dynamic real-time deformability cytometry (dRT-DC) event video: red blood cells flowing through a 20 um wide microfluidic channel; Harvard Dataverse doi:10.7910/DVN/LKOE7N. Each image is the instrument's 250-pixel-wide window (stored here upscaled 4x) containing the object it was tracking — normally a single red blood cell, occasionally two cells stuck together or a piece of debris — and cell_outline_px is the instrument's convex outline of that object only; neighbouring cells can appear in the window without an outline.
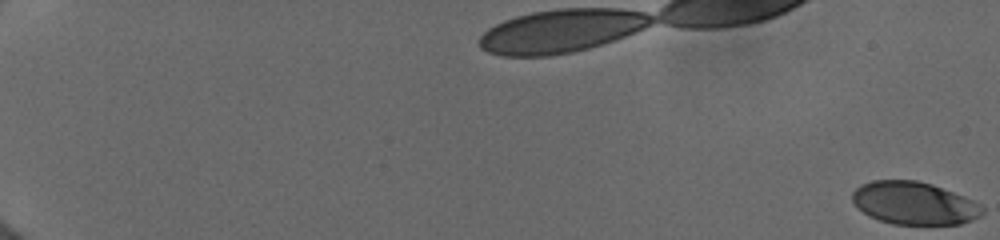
{"species": "human", "species_latin": "Homo sapiens", "temperature_condition": "cold", "stored_images_in_passage": 41, "camera_frame_rate_fps": 3000, "um_per_image_px": 0.085, "donor": {"sex": "female"}, "frame": {"image": 1, "passage_image": 1, "time_ms": 0.0, "image_size_px": [1000, 240], "cell_outline_px": [[984, 212], [980, 216], [972, 220], [960, 224], [892, 224], [868, 216], [852, 200], [852, 192], [860, 184], [872, 180], [916, 180], [932, 184], [972, 200], [980, 204], [984, 208]], "centroid_in_image_um": [77.69, 17.27], "position_along_channel_um": 7.3, "area_um2": 32.25}}
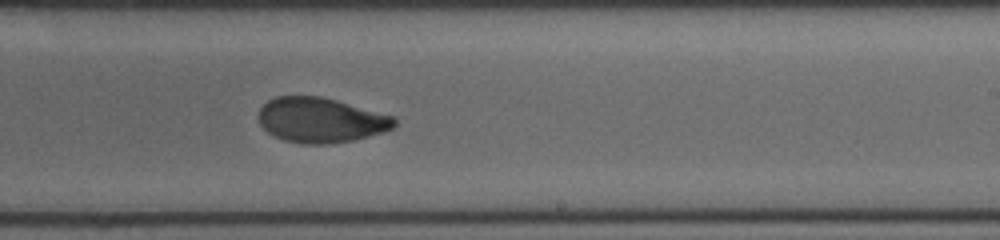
{"frame": {"image": 2, "passage_image": 26, "time_ms": 12.333, "image_size_px": [1000, 240], "cell_outline_px": [[396, 124], [392, 128], [384, 132], [352, 140], [328, 144], [304, 144], [284, 140], [268, 132], [260, 124], [256, 116], [260, 108], [268, 100], [276, 96], [320, 96], [336, 100], [396, 116]], "centroid_in_image_um": [27.26, 10.2], "position_along_channel_um": 261.7, "area_um2": 35.72}}
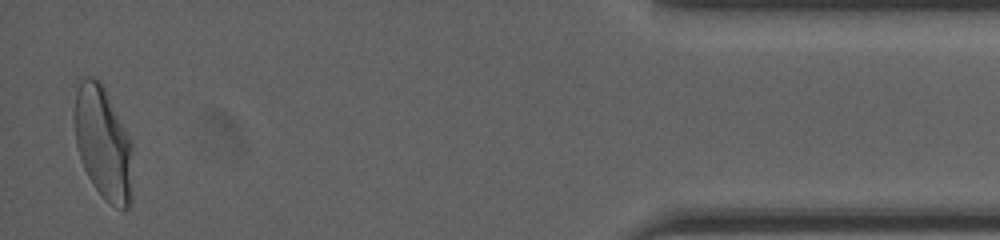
{"frame": {"image": 3, "passage_image": 41, "time_ms": 18.0, "image_size_px": [1000, 240], "cell_outline_px": [[132, 200], [128, 208], [116, 208], [104, 200], [88, 176], [80, 160], [76, 144], [72, 116], [76, 92], [80, 80], [88, 76], [92, 76], [100, 80], [132, 144]], "centroid_in_image_um": [8.74, 12.18], "position_along_channel_um": 426.5, "area_um2": 38.61}, "authors_computed_cell_mechanics": {"area_um2": 35.7204, "velocity_mm_per_s": 3.9981, "shape_relaxation_time_tau1_ms": 4.7137, "shape_relaxation_time_tau2_ms": 1.4539, "deformation_change_tau1": 0.1673, "deformation_change_tau2": 0.0615}}